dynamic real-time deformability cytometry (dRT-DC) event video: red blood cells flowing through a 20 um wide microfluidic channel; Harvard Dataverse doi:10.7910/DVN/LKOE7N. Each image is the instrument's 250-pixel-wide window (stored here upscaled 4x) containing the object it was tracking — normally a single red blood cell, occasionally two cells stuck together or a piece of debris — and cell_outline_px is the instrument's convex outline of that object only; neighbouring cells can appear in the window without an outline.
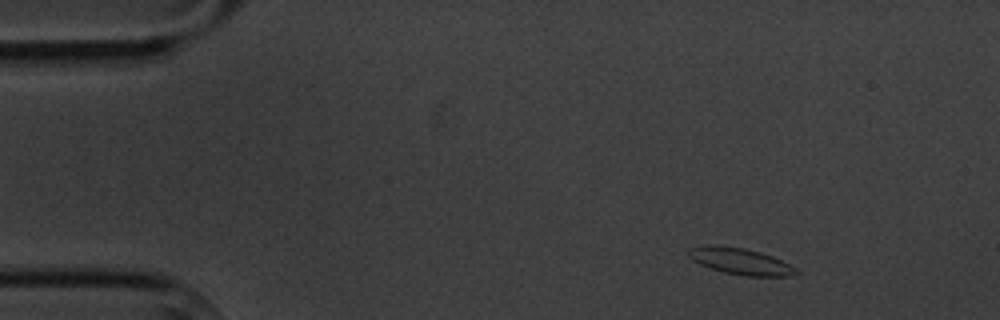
{"species": "common noctule bat (a hibernating species)", "species_latin": "Nyctalus noctula", "temperature_condition": "cold", "stored_images_in_passage": 5, "camera_frame_rate_fps": 3000, "um_per_image_px": 0.085, "animal": {"sex": "male", "body_mass_g": 20.1, "forearm_length_mm": 53.5}, "frame": {"image": 1, "passage_image": 1, "time_ms": 0.0, "image_size_px": [1000, 320], "cell_outline_px": [[800, 272], [788, 276], [744, 276], [724, 272], [700, 264], [692, 260], [688, 256], [688, 248], [704, 244], [716, 244], [744, 248], [760, 252], [772, 256], [796, 268]], "centroid_in_image_um": [62.88, 22.19], "position_along_channel_um": 22.1, "area_um2": 16.65}}
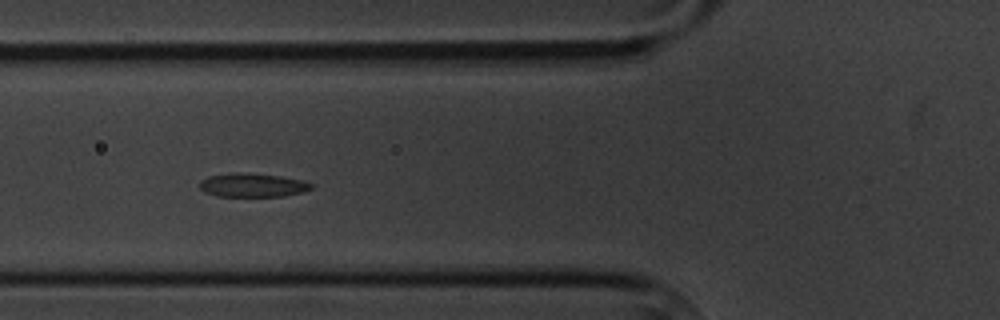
{"frame": {"image": 2, "passage_image": 5, "time_ms": 4.667, "image_size_px": [1000, 320], "cell_outline_px": [[312, 188], [304, 192], [284, 196], [216, 196], [204, 192], [200, 188], [200, 180], [208, 176], [232, 172], [248, 172], [280, 176], [304, 180], [312, 184]], "centroid_in_image_um": [21.46, 15.72], "position_along_channel_um": 104.3, "area_um2": 15.66}}